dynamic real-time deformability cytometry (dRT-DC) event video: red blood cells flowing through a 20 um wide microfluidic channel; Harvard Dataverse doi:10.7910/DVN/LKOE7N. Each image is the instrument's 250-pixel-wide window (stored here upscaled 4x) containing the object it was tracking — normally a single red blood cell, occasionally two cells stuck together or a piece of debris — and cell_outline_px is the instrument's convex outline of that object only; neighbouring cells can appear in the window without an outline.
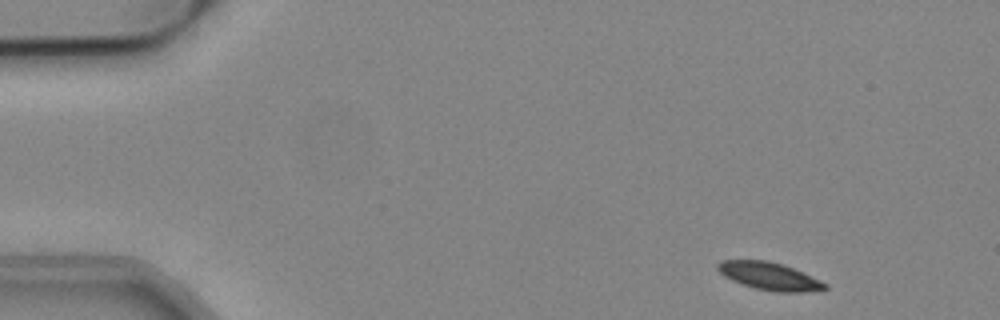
{"species": "common noctule bat (a hibernating species)", "species_latin": "Nyctalus noctula", "temperature_condition": "cold", "stored_images_in_passage": 12, "camera_frame_rate_fps": 3000, "um_per_image_px": 0.085, "animal": {"sex": "male", "body_mass_g": 19.2, "forearm_length_mm": 51.8}, "frame": {"image": 1, "passage_image": 2, "time_ms": 0.333, "image_size_px": [1000, 320], "cell_outline_px": [[828, 288], [804, 292], [776, 292], [756, 288], [740, 284], [724, 276], [716, 268], [716, 264], [720, 260], [768, 260], [792, 268], [820, 280], [828, 284]], "centroid_in_image_um": [65.36, 23.47], "position_along_channel_um": 19.6, "area_um2": 17.17}}